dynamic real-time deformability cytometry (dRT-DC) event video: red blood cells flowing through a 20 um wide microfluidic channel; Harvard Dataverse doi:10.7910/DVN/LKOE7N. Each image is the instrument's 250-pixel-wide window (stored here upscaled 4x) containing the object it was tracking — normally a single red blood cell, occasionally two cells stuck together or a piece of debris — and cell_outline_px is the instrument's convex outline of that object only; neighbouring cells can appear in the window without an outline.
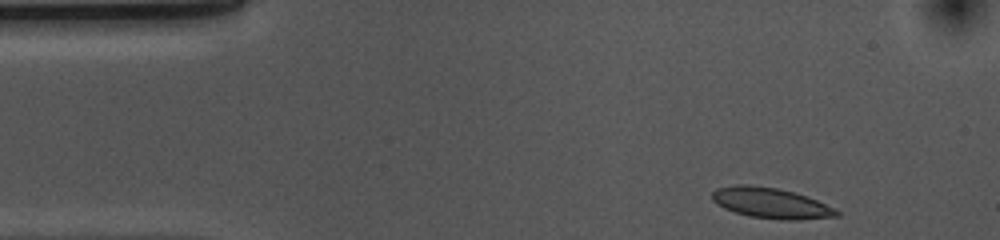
{"species": "common noctule bat (a hibernating species)", "species_latin": "Nyctalus noctula", "temperature_condition": "cold", "stored_images_in_passage": 38, "camera_frame_rate_fps": 3000, "um_per_image_px": 0.085, "animal": {"sex": "female", "body_mass_g": 10.0, "forearm_length_mm": 53.1}, "frame": {"image": 1, "passage_image": 1, "time_ms": 0.0, "image_size_px": [1000, 240], "cell_outline_px": [[840, 216], [796, 220], [784, 220], [748, 216], [724, 208], [716, 204], [712, 200], [712, 192], [716, 188], [736, 184], [748, 184], [776, 188], [808, 196], [840, 212]], "centroid_in_image_um": [65.49, 17.26], "position_along_channel_um": 19.5, "area_um2": 22.08}}
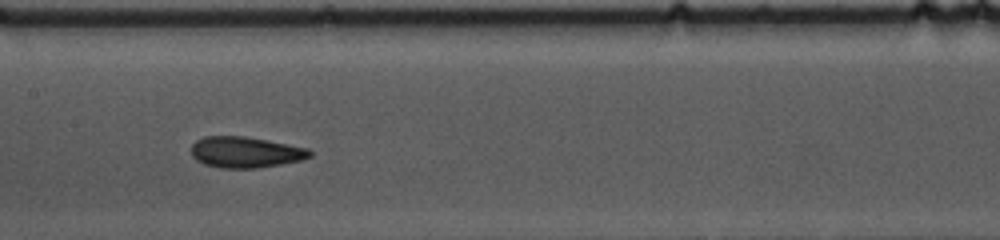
{"frame": {"image": 2, "passage_image": 20, "time_ms": 6.333, "image_size_px": [1000, 240], "cell_outline_px": [[312, 156], [300, 160], [280, 164], [256, 168], [220, 168], [204, 164], [196, 160], [192, 156], [192, 144], [196, 140], [204, 136], [244, 136], [308, 148], [312, 152]], "centroid_in_image_um": [20.84, 12.94], "position_along_channel_um": 186.6, "area_um2": 21.33}}
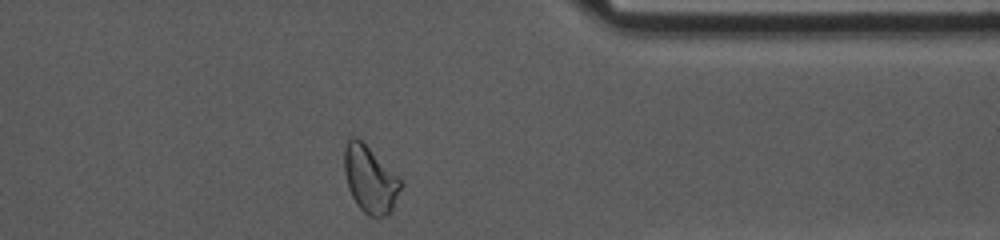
{"frame": {"image": 3, "passage_image": 37, "time_ms": 12.0, "image_size_px": [1000, 240], "cell_outline_px": [[404, 184], [388, 216], [368, 216], [356, 204], [348, 188], [344, 172], [344, 148], [348, 140], [352, 136], [356, 136]], "centroid_in_image_um": [31.43, 15.28], "position_along_channel_um": 380.0, "area_um2": 21.5}, "authors_computed_cell_mechanics": {"area_um2": 21.3571, "velocity_mm_per_s": 3.6704, "shape_relaxation_time_tau1_ms": 3.9781, "shape_relaxation_time_tau2_ms": 1.9979, "deformation_change_tau1": 0.1527, "deformation_change_tau2": 0.0929}}